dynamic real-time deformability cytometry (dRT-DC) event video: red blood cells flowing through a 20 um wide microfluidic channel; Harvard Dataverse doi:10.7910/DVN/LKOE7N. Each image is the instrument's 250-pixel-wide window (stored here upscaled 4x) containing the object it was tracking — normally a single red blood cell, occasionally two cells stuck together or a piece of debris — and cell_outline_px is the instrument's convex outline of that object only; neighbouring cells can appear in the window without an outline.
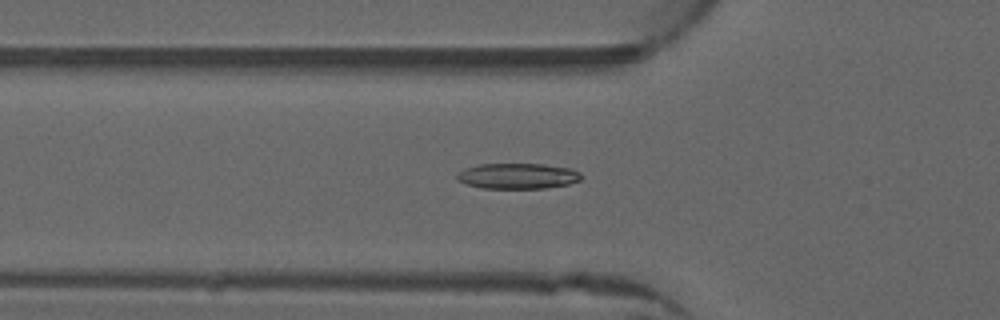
{"species": "common noctule bat (a hibernating species)", "species_latin": "Nyctalus noctula", "temperature_condition": "warm", "stored_images_in_passage": 40, "camera_frame_rate_fps": 3000, "um_per_image_px": 0.085, "animal": {"sex": "male", "forearm_length_mm": 52.5}, "frame": {"image": 1, "passage_image": 17, "time_ms": 5.333, "image_size_px": [1000, 320], "cell_outline_px": [[580, 180], [568, 184], [544, 188], [480, 188], [456, 180], [456, 172], [464, 168], [480, 164], [544, 164], [568, 168], [580, 172]], "centroid_in_image_um": [43.94, 14.96], "position_along_channel_um": 81.9, "area_um2": 18.5}}
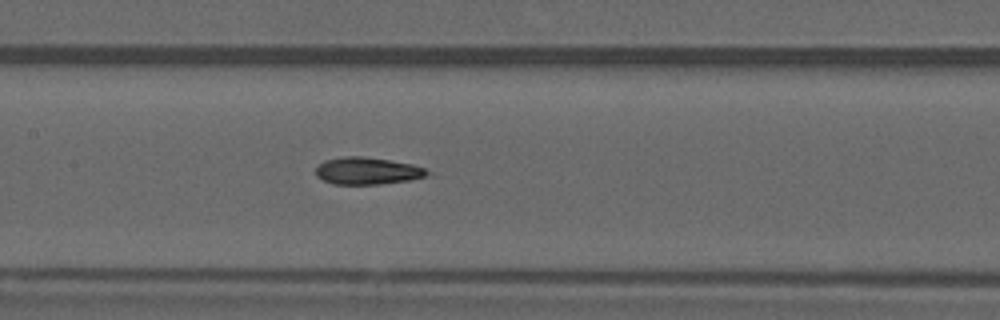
{"frame": {"image": 2, "passage_image": 24, "time_ms": 7.667, "image_size_px": [1000, 320], "cell_outline_px": [[432, 176], [408, 180], [380, 184], [332, 184], [316, 176], [316, 168], [320, 164], [328, 160], [344, 156], [360, 156], [388, 160], [412, 164], [424, 168]], "centroid_in_image_um": [31.25, 14.53], "position_along_channel_um": 176.1, "area_um2": 17.46}}
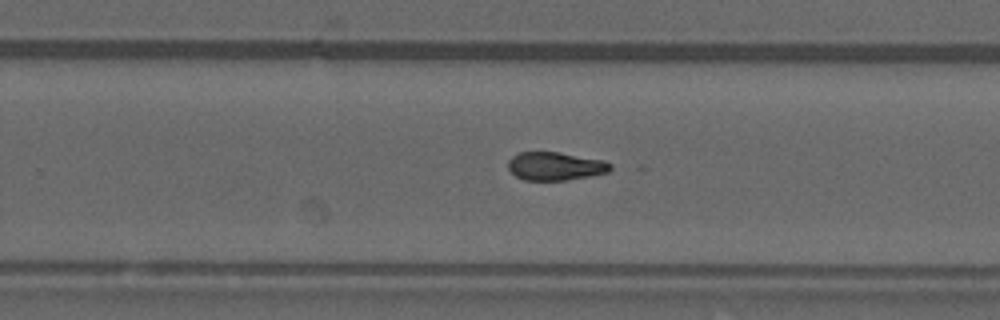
{"frame": {"image": 3, "passage_image": 32, "time_ms": 10.333, "image_size_px": [1000, 320], "cell_outline_px": [[612, 168], [608, 172], [592, 176], [564, 180], [524, 180], [516, 176], [508, 168], [508, 160], [512, 156], [520, 152], [556, 152], [604, 160], [612, 164]], "centroid_in_image_um": [47.21, 14.13], "position_along_channel_um": 282.6, "area_um2": 16.82}, "authors_computed_cell_mechanics": {"area_um2": 17.918, "velocity_mm_per_s": 4.0093, "shape_relaxation_time_tau1_ms": null, "shape_relaxation_time_tau2_ms": 1.9389, "deformation_change_tau1": null, "deformation_change_tau2": 0.0937}}